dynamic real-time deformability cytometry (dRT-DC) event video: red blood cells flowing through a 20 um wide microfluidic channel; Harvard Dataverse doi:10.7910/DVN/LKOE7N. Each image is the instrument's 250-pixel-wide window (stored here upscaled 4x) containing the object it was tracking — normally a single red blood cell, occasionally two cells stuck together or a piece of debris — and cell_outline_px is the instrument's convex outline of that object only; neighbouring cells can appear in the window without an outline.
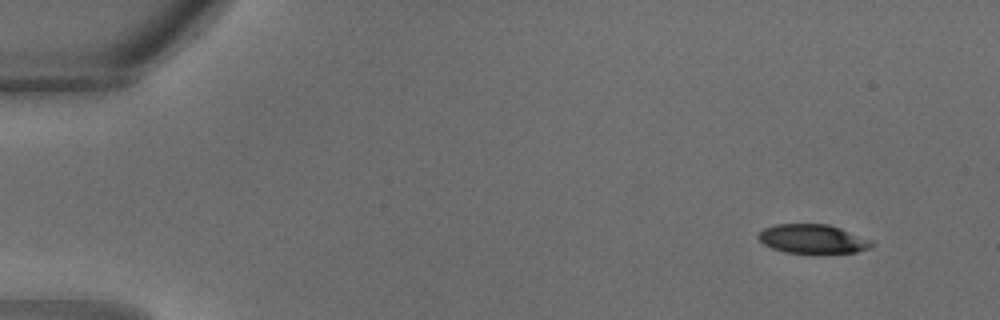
{"species": "common noctule bat (a hibernating species)", "species_latin": "Nyctalus noctula", "temperature_condition": "warm", "stored_images_in_passage": 29, "camera_frame_rate_fps": 3000, "um_per_image_px": 0.085, "animal": {"sex": "male", "body_mass_g": 18.8}, "frame": {"image": 1, "passage_image": 1, "time_ms": 0.0, "image_size_px": [1000, 320], "cell_outline_px": [[876, 244], [868, 248], [856, 252], [784, 252], [772, 248], [764, 244], [756, 236], [764, 228], [776, 224], [828, 224], [840, 228], [872, 240]], "centroid_in_image_um": [69.07, 20.29], "position_along_channel_um": 15.9, "area_um2": 18.9}}
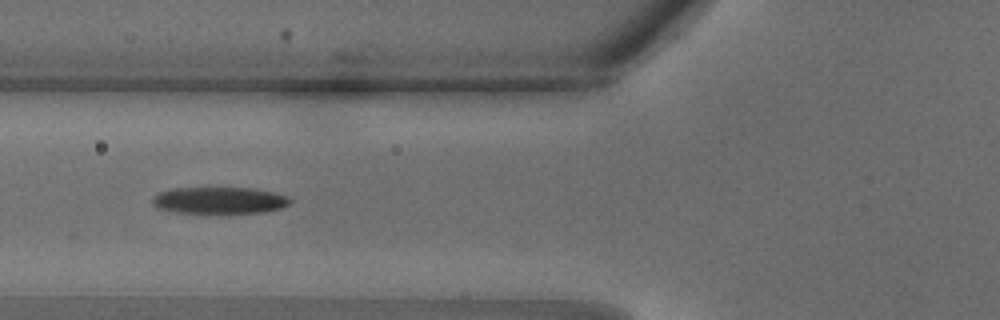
{"frame": {"image": 2, "passage_image": 11, "time_ms": 3.333, "image_size_px": [1000, 320], "cell_outline_px": [[292, 204], [280, 208], [260, 212], [172, 212], [156, 208], [152, 204], [152, 196], [160, 192], [172, 188], [252, 188], [272, 192], [284, 196], [292, 200]], "centroid_in_image_um": [18.59, 17.02], "position_along_channel_um": 107.2, "area_um2": 21.15}}
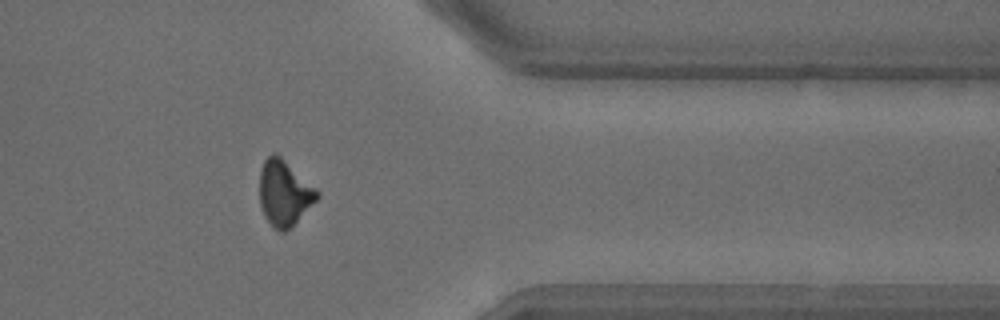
{"frame": {"image": 3, "passage_image": 25, "time_ms": 8.0, "image_size_px": [1000, 320], "cell_outline_px": [[320, 196], [284, 232], [280, 232], [264, 216], [260, 204], [260, 168], [264, 160], [272, 152], [276, 152], [316, 188], [320, 192]], "centroid_in_image_um": [24.14, 16.35], "position_along_channel_um": 387.3, "area_um2": 21.56}}